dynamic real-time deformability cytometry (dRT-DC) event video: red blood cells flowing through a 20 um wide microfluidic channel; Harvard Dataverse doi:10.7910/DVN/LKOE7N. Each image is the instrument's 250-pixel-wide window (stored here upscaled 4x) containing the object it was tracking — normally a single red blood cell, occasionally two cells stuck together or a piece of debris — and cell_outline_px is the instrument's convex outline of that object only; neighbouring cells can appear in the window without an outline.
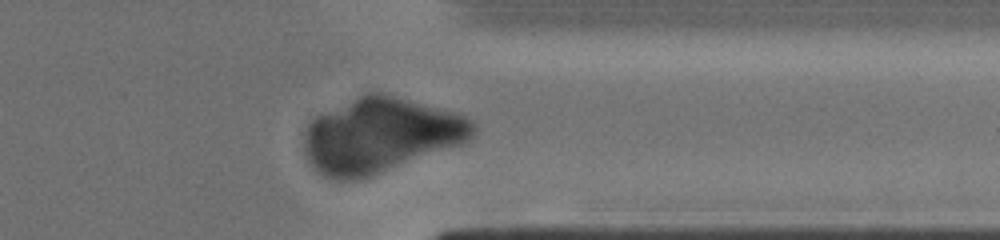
{"species": "human", "species_latin": "Homo sapiens", "temperature_condition": "cold", "stored_images_in_passage": 46, "camera_frame_rate_fps": 3000, "um_per_image_px": 0.085, "donor": {"sex": "male"}, "frame": {"image": 1, "passage_image": 39, "time_ms": 7.333, "image_size_px": [1000, 240], "cell_outline_px": [[476, 128], [472, 136], [464, 144], [356, 180], [336, 180], [324, 176], [308, 160], [304, 152], [304, 132], [308, 124], [316, 116], [368, 92], [380, 92], [452, 112], [464, 116], [476, 124]], "centroid_in_image_um": [32.32, 11.51], "position_along_channel_um": 379.1, "area_um2": 72.65}}